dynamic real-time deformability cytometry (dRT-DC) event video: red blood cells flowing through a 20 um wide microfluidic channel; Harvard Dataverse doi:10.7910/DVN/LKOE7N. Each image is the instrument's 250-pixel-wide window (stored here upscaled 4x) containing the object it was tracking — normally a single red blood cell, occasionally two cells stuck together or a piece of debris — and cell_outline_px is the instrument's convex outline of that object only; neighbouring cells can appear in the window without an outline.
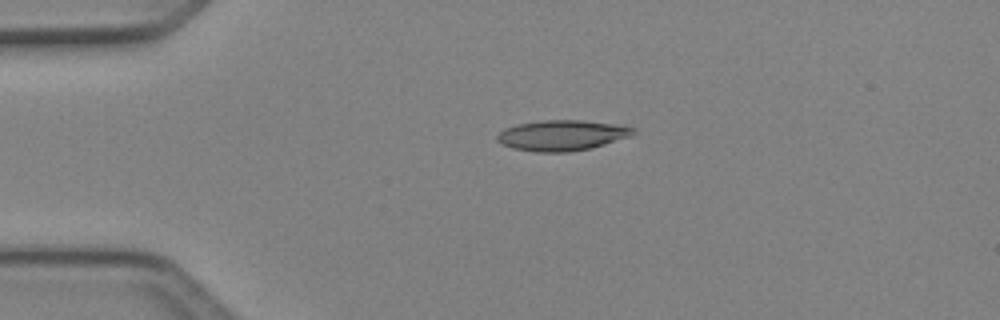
{"species": "Egyptian fruit bat (a non-hibernating species)", "species_latin": "Rousettus aegyptiacus", "temperature_condition": "cold", "stored_images_in_passage": 2, "camera_frame_rate_fps": 3000, "um_per_image_px": 0.085, "animal": {"sex": "female"}, "frame": {"image": 1, "passage_image": 1, "time_ms": 0.0, "image_size_px": [1000, 320], "cell_outline_px": [[636, 132], [632, 136], [592, 148], [568, 152], [536, 152], [512, 148], [500, 144], [496, 140], [496, 136], [504, 128], [516, 124], [540, 120], [584, 120], [616, 124], [636, 128]], "centroid_in_image_um": [47.76, 11.5], "position_along_channel_um": 37.2, "area_um2": 24.57}}